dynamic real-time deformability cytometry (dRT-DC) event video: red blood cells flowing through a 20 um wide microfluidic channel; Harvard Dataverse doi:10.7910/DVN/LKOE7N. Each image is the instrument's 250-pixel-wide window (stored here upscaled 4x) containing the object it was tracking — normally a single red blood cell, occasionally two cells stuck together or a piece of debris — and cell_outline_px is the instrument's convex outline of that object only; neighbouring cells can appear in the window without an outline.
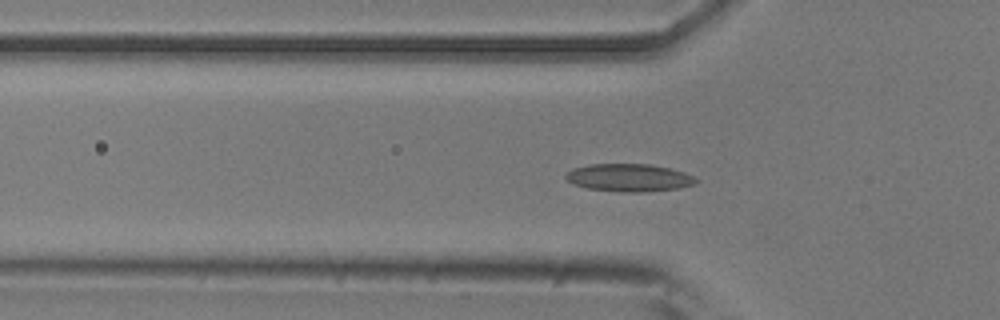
{"species": "common noctule bat (a hibernating species)", "species_latin": "Nyctalus noctula", "temperature_condition": "room temperature", "stored_images_in_passage": 36, "camera_frame_rate_fps": 3000, "um_per_image_px": 0.085, "animal": {"sex": "male", "body_mass_g": 20.5, "forearm_length_mm": 52.5}, "frame": {"image": 1, "passage_image": 5, "time_ms": 1.333, "image_size_px": [1000, 320], "cell_outline_px": [[700, 180], [696, 184], [680, 188], [640, 192], [620, 192], [588, 188], [572, 184], [564, 176], [572, 168], [588, 164], [648, 164], [668, 168], [684, 172]], "centroid_in_image_um": [53.46, 15.1], "position_along_channel_um": 72.3, "area_um2": 21.04}}
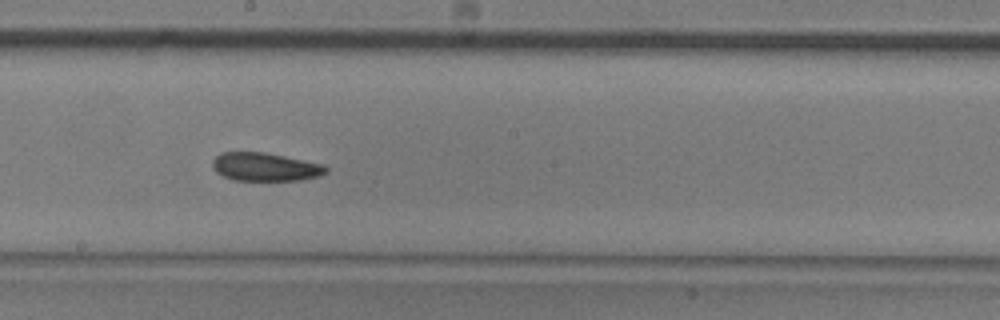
{"frame": {"image": 2, "passage_image": 17, "time_ms": 5.333, "image_size_px": [1000, 320], "cell_outline_px": [[328, 172], [320, 176], [300, 180], [232, 180], [216, 172], [212, 168], [212, 160], [220, 152], [264, 152], [324, 164], [328, 168]], "centroid_in_image_um": [22.54, 14.18], "position_along_channel_um": 225.7, "area_um2": 18.84}}
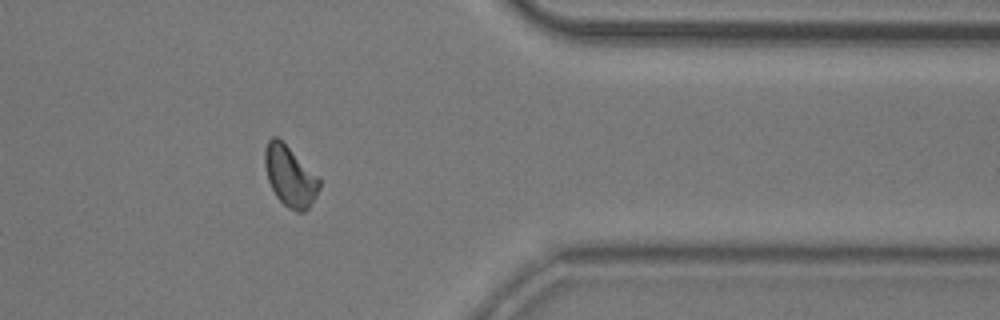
{"frame": {"image": 3, "passage_image": 31, "time_ms": 10.0, "image_size_px": [1000, 320], "cell_outline_px": [[320, 188], [316, 196], [308, 208], [304, 212], [296, 212], [288, 208], [276, 196], [268, 180], [264, 164], [264, 148], [268, 140], [272, 136], [276, 136], [320, 180]], "centroid_in_image_um": [24.61, 15.01], "position_along_channel_um": 386.8, "area_um2": 18.73}, "authors_computed_cell_mechanics": {"area_um2": 19.2185, "velocity_mm_per_s": 3.8081, "shape_relaxation_time_tau1_ms": null, "shape_relaxation_time_tau2_ms": 4.8562, "deformation_change_tau1": null, "deformation_change_tau2": 0.1161}}